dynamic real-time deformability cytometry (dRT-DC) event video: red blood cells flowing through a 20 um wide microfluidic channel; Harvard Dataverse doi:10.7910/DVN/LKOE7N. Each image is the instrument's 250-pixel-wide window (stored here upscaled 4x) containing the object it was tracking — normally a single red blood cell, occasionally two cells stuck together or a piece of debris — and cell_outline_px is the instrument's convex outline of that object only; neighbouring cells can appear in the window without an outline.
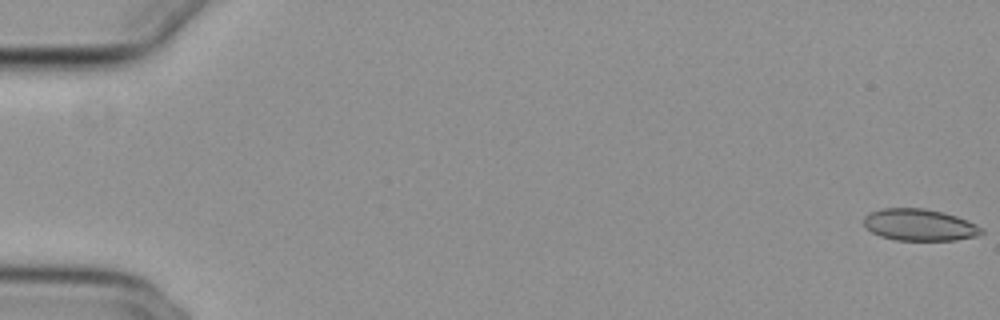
{"species": "common noctule bat (a hibernating species)", "species_latin": "Nyctalus noctula", "temperature_condition": "cold", "stored_images_in_passage": 55, "camera_frame_rate_fps": 3000, "um_per_image_px": 0.085, "animal": {"sex": "female", "body_mass_g": 29.2, "forearm_length_mm": 56.3}, "frame": {"image": 1, "passage_image": 1, "time_ms": 0.0, "image_size_px": [1000, 320], "cell_outline_px": [[984, 232], [976, 236], [956, 240], [896, 240], [880, 236], [872, 232], [864, 224], [864, 216], [868, 212], [884, 208], [924, 208], [944, 212], [956, 216], [976, 224], [984, 228]], "centroid_in_image_um": [78.16, 19.11], "position_along_channel_um": 6.8, "area_um2": 21.85}}
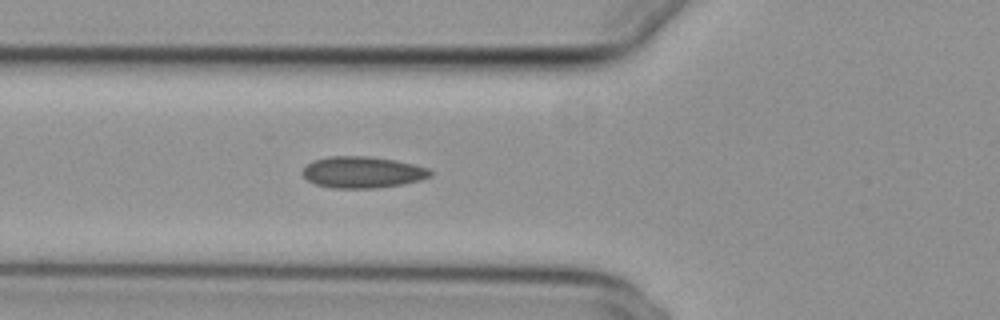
{"frame": {"image": 2, "passage_image": 21, "time_ms": 6.667, "image_size_px": [1000, 320], "cell_outline_px": [[432, 176], [420, 180], [404, 184], [376, 188], [332, 188], [316, 184], [308, 180], [300, 172], [312, 160], [328, 156], [368, 156], [396, 160], [428, 168], [432, 172]], "centroid_in_image_um": [30.81, 14.64], "position_along_channel_um": 95.0, "area_um2": 23.52}}
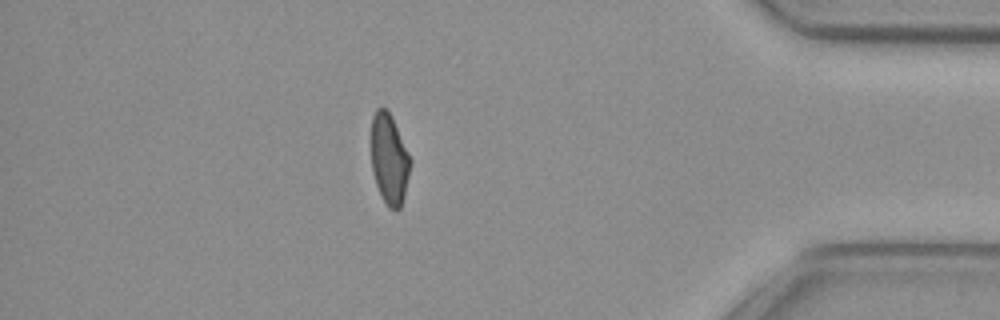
{"frame": {"image": 3, "passage_image": 48, "time_ms": 15.667, "image_size_px": [1000, 320], "cell_outline_px": [[412, 160], [404, 196], [400, 208], [396, 212], [388, 208], [380, 196], [372, 172], [372, 116], [376, 108], [388, 108], [392, 116]], "centroid_in_image_um": [33.09, 13.54], "position_along_channel_um": 402.1, "area_um2": 20.87}, "authors_computed_cell_mechanics": {"area_um2": 22.253, "velocity_mm_per_s": 3.8473, "shape_relaxation_time_tau1_ms": 8.8445, "shape_relaxation_time_tau2_ms": 1.764, "deformation_change_tau1": 0.1782, "deformation_change_tau2": 0.0752}}